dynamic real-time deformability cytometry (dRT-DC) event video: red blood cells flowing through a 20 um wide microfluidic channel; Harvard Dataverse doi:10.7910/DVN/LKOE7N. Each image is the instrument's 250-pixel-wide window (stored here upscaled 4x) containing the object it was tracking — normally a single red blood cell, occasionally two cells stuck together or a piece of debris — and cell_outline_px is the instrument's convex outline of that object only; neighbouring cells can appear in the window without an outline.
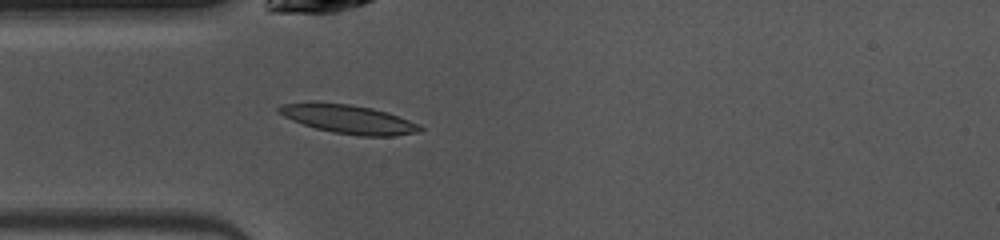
{"species": "common noctule bat (a hibernating species)", "species_latin": "Nyctalus noctula", "temperature_condition": "warm", "stored_images_in_passage": 37, "camera_frame_rate_fps": 3000, "um_per_image_px": 0.085, "animal": {"sex": "female", "body_mass_g": 10.0, "forearm_length_mm": 53.1}, "frame": {"image": 1, "passage_image": 1, "time_ms": 0.0, "image_size_px": [1000, 240], "cell_outline_px": [[424, 128], [420, 132], [396, 136], [360, 136], [332, 132], [316, 128], [292, 120], [276, 112], [276, 108], [280, 104], [312, 100], [352, 104], [372, 108], [388, 112], [420, 124]], "centroid_in_image_um": [29.59, 10.1], "position_along_channel_um": 55.4, "area_um2": 24.33}}
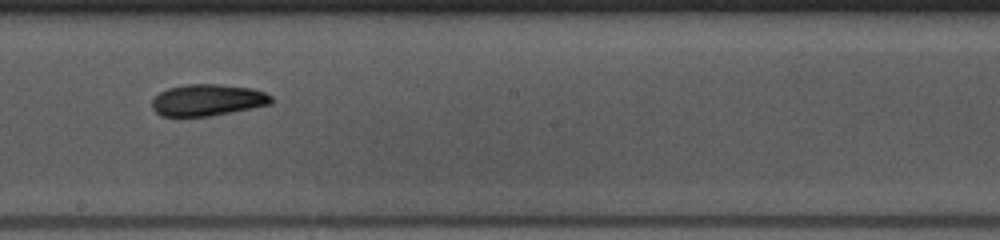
{"frame": {"image": 2, "passage_image": 14, "time_ms": 4.333, "image_size_px": [1000, 240], "cell_outline_px": [[272, 104], [232, 112], [208, 116], [160, 116], [152, 108], [152, 100], [160, 92], [168, 88], [188, 84], [220, 84], [252, 88], [264, 92], [272, 96]], "centroid_in_image_um": [17.65, 8.5], "position_along_channel_um": 230.5, "area_um2": 21.96}}
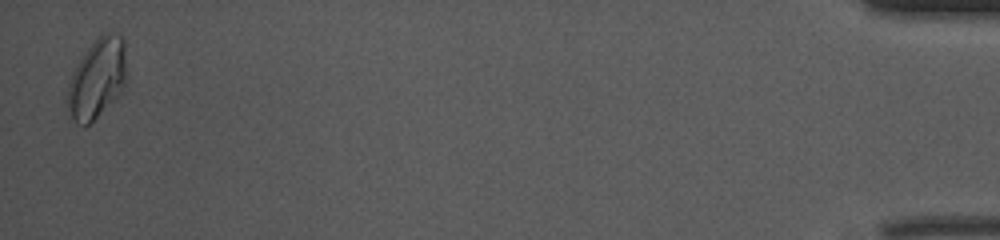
{"frame": {"image": 3, "passage_image": 36, "time_ms": 11.667, "image_size_px": [1000, 240], "cell_outline_px": [[128, 80], [124, 88], [84, 128], [76, 124], [64, 100], [68, 84], [72, 72], [84, 52], [104, 32], [112, 32], [120, 36], [124, 40], [128, 76]], "centroid_in_image_um": [8.25, 6.66], "position_along_channel_um": 426.9, "area_um2": 27.69}, "authors_computed_cell_mechanics": {"area_um2": 22.3108, "velocity_mm_per_s": 4.0441, "shape_relaxation_time_tau1_ms": 5.7233, "shape_relaxation_time_tau2_ms": 10.2562, "deformation_change_tau1": 0.1554, "deformation_change_tau2": 0.1499}}